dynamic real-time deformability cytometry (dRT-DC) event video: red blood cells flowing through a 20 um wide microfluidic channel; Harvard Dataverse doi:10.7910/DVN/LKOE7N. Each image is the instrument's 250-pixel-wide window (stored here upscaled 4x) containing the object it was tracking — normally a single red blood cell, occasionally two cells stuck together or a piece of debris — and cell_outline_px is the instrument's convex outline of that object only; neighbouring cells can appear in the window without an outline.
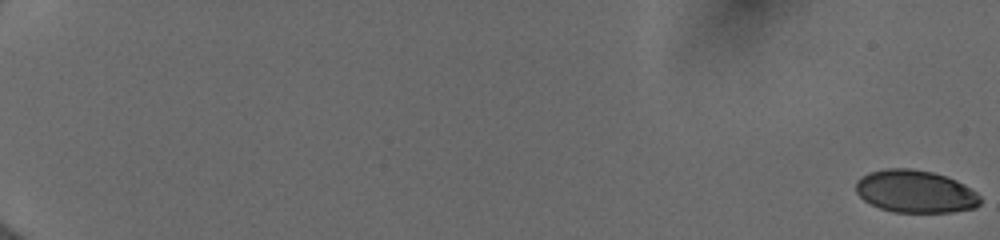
{"species": "human", "species_latin": "Homo sapiens", "temperature_condition": "cold", "stored_images_in_passage": 55, "camera_frame_rate_fps": 3000, "um_per_image_px": 0.085, "donor": {"sex": "female"}, "frame": {"image": 1, "passage_image": 1, "time_ms": 0.0, "image_size_px": [1000, 240], "cell_outline_px": [[980, 204], [976, 208], [952, 212], [892, 212], [880, 208], [864, 200], [856, 192], [856, 180], [868, 172], [884, 168], [908, 168], [932, 172], [956, 180], [964, 184], [976, 192], [980, 196]], "centroid_in_image_um": [77.8, 16.27], "position_along_channel_um": 7.2, "area_um2": 30.92}}
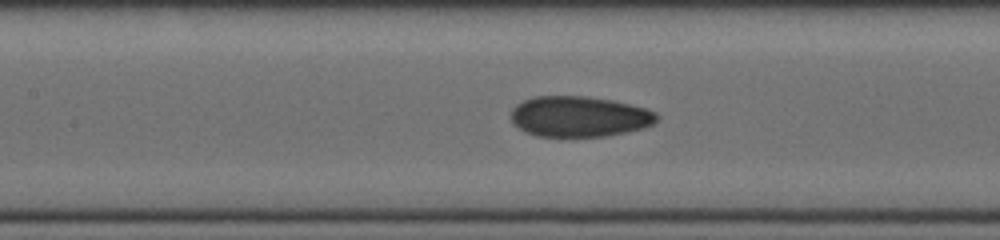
{"frame": {"image": 2, "passage_image": 30, "time_ms": 9.667, "image_size_px": [1000, 240], "cell_outline_px": [[660, 116], [652, 124], [644, 128], [628, 132], [604, 136], [536, 136], [524, 132], [512, 124], [512, 108], [516, 104], [524, 100], [536, 96], [588, 96], [612, 100], [644, 108], [656, 112]], "centroid_in_image_um": [49.22, 9.91], "position_along_channel_um": 158.2, "area_um2": 34.62}}
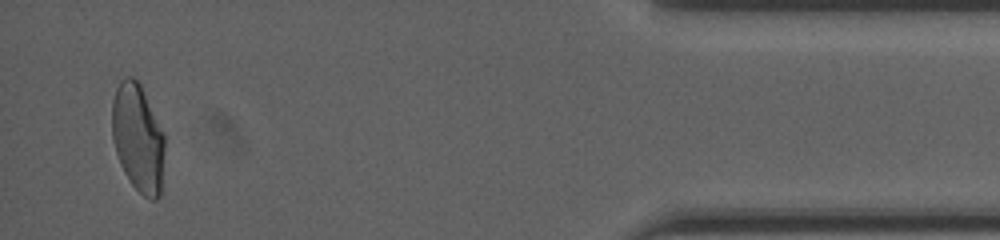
{"frame": {"image": 3, "passage_image": 54, "time_ms": 17.667, "image_size_px": [1000, 240], "cell_outline_px": [[164, 152], [160, 196], [156, 200], [152, 200], [144, 196], [132, 184], [124, 172], [120, 164], [112, 140], [112, 100], [116, 88], [120, 80], [124, 76], [132, 76], [140, 84], [164, 132]], "centroid_in_image_um": [11.72, 11.71], "position_along_channel_um": 423.5, "area_um2": 33.23}, "authors_computed_cell_mechanics": {"area_um2": 33.235, "velocity_mm_per_s": 4.0098, "shape_relaxation_time_tau1_ms": 6.5418, "shape_relaxation_time_tau2_ms": 1.1265, "deformation_change_tau1": 0.1709, "deformation_change_tau2": 0.065}}